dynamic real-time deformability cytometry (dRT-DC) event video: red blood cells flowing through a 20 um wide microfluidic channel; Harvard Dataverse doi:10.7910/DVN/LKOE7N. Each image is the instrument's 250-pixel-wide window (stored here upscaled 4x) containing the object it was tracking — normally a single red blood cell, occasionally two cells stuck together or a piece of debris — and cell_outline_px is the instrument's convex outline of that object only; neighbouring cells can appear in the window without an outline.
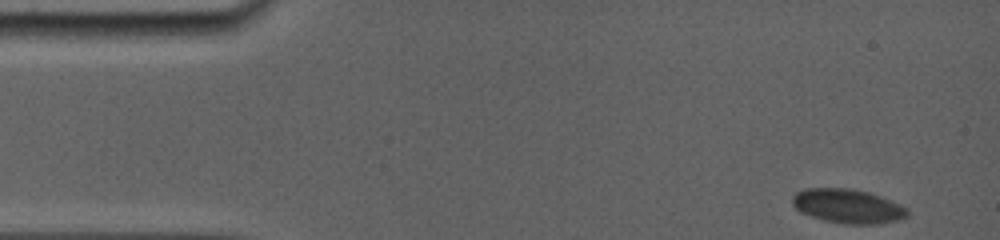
{"species": "common noctule bat (a hibernating species)", "species_latin": "Nyctalus noctula", "temperature_condition": "room temperature", "stored_images_in_passage": 31, "camera_frame_rate_fps": 5000, "um_per_image_px": 0.085, "animal": {"sex": "female", "body_mass_g": 19.0, "forearm_length_mm": 56.7}, "frame": {"image": 1, "passage_image": 1, "time_ms": 0.0, "image_size_px": [1000, 240], "cell_outline_px": [[908, 216], [900, 220], [880, 224], [844, 224], [824, 220], [800, 212], [792, 204], [792, 196], [796, 192], [804, 188], [852, 188], [868, 192], [892, 200], [908, 208]], "centroid_in_image_um": [72.08, 17.52], "position_along_channel_um": 12.9, "area_um2": 23.18}}
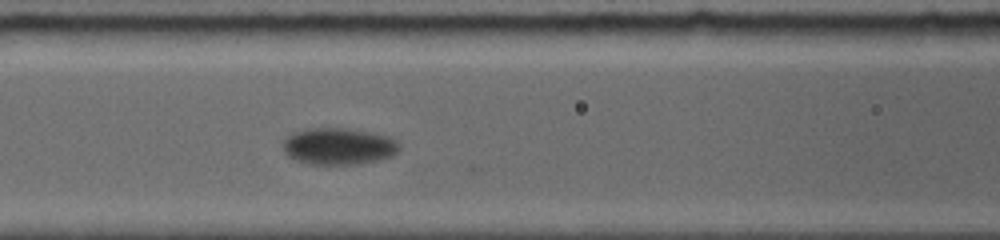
{"frame": {"image": 2, "passage_image": 14, "time_ms": 6.6, "image_size_px": [1000, 240], "cell_outline_px": [[400, 148], [392, 156], [380, 160], [356, 164], [308, 164], [296, 160], [288, 156], [284, 152], [284, 140], [292, 132], [308, 128], [348, 128], [388, 136], [396, 140], [400, 144]], "centroid_in_image_um": [28.78, 12.43], "position_along_channel_um": 137.8, "area_um2": 24.97}}
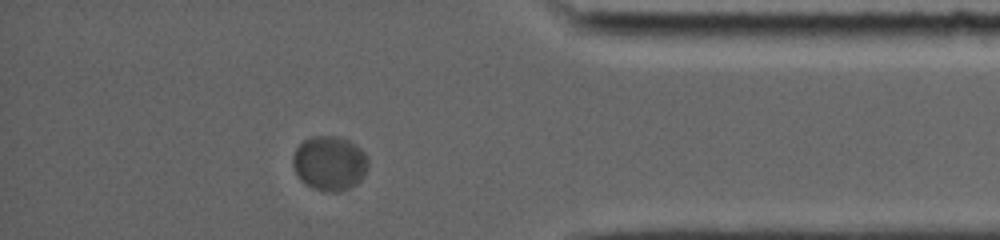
{"frame": {"image": 3, "passage_image": 27, "time_ms": 14.8, "image_size_px": [1000, 240], "cell_outline_px": [[368, 164], [360, 180], [356, 184], [348, 188], [336, 192], [324, 192], [312, 188], [304, 184], [300, 180], [292, 164], [292, 156], [296, 148], [304, 140], [312, 136], [336, 136], [348, 140], [356, 144], [368, 156]], "centroid_in_image_um": [27.99, 13.87], "position_along_channel_um": 407.2, "area_um2": 24.04}, "authors_computed_cell_mechanics": {"area_um2": 23.7558, "velocity_mm_per_s": 3.4495, "shape_relaxation_time_tau1_ms": 3.1426, "shape_relaxation_time_tau2_ms": null, "deformation_change_tau1": 0.0539, "deformation_change_tau2": null}}